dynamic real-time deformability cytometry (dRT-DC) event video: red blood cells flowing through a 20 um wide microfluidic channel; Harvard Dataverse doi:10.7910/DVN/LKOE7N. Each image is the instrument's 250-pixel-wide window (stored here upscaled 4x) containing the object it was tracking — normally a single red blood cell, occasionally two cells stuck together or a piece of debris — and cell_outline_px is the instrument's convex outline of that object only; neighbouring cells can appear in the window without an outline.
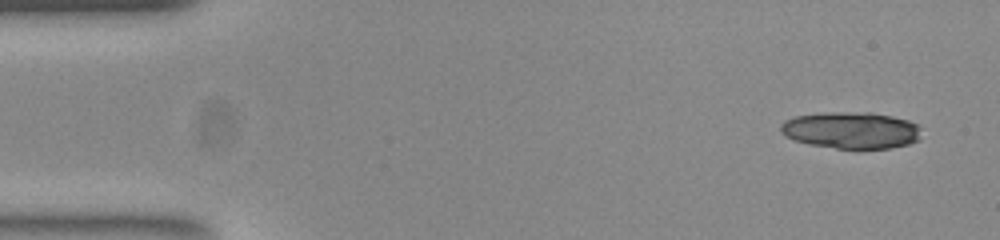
{"species": "common noctule bat (a hibernating species)", "species_latin": "Nyctalus noctula", "temperature_condition": "room temperature", "stored_images_in_passage": 19, "camera_frame_rate_fps": 3000, "um_per_image_px": 0.085, "animal": {"sex": "female", "body_mass_g": 23.0, "forearm_length_mm": 53.4}, "frame": {"image": 1, "passage_image": 1, "time_ms": 0.0, "image_size_px": [1000, 240], "cell_outline_px": [[920, 140], [908, 144], [892, 148], [836, 148], [808, 144], [792, 140], [784, 136], [780, 132], [780, 124], [784, 120], [796, 116], [828, 112], [872, 112], [892, 116], [908, 120], [916, 124], [920, 128]], "centroid_in_image_um": [72.33, 11.07], "position_along_channel_um": 12.7, "area_um2": 30.35}}